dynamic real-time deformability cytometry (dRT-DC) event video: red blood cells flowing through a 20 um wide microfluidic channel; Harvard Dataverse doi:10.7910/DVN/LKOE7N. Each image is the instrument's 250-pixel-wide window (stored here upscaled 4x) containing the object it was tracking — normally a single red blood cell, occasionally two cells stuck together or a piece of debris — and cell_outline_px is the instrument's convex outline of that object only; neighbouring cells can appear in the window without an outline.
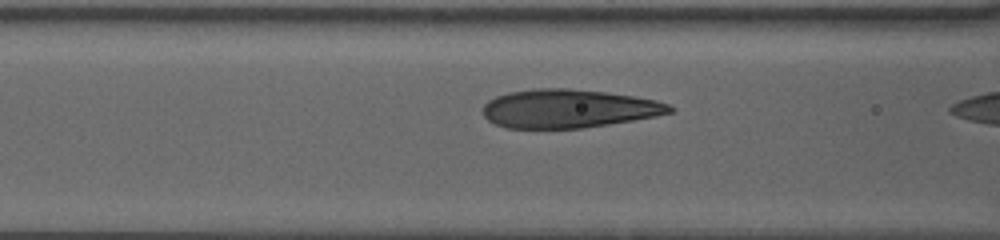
{"species": "human", "species_latin": "Homo sapiens", "temperature_condition": "warm", "stored_images_in_passage": 20, "camera_frame_rate_fps": 3000, "um_per_image_px": 0.085, "donor": {"sex": "female"}, "frame": {"image": 1, "passage_image": 17, "time_ms": 3.667, "image_size_px": [1000, 240], "cell_outline_px": [[676, 108], [672, 112], [656, 116], [632, 120], [580, 128], [508, 128], [496, 124], [488, 120], [484, 116], [484, 104], [488, 100], [496, 96], [508, 92], [532, 88], [568, 88], [604, 92], [632, 96], [656, 100], [668, 104]], "centroid_in_image_um": [48.31, 9.22], "position_along_channel_um": 118.3, "area_um2": 41.73}}